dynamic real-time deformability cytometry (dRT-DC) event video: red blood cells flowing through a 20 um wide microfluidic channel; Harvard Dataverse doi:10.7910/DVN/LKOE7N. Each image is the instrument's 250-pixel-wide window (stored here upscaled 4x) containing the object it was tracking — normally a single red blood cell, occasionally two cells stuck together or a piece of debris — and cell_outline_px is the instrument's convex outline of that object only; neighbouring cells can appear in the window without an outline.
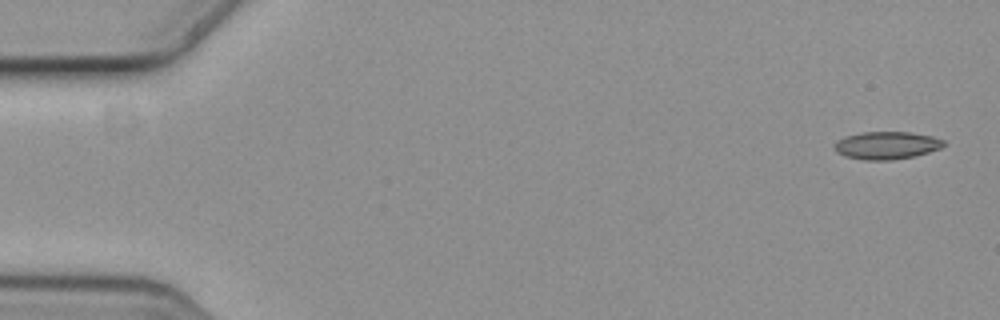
{"species": "common noctule bat (a hibernating species)", "species_latin": "Nyctalus noctula", "temperature_condition": "cold", "stored_images_in_passage": 5, "camera_frame_rate_fps": 3000, "um_per_image_px": 0.085, "animal": {"sex": "female", "body_mass_g": 19.3, "forearm_length_mm": 54.1}, "frame": {"image": 1, "passage_image": 1, "time_ms": 0.0, "image_size_px": [1000, 320], "cell_outline_px": [[948, 144], [940, 148], [928, 152], [912, 156], [892, 160], [864, 160], [844, 156], [836, 152], [832, 144], [836, 140], [844, 136], [860, 132], [912, 132], [932, 136], [944, 140]], "centroid_in_image_um": [75.32, 12.35], "position_along_channel_um": 9.7, "area_um2": 17.86}}